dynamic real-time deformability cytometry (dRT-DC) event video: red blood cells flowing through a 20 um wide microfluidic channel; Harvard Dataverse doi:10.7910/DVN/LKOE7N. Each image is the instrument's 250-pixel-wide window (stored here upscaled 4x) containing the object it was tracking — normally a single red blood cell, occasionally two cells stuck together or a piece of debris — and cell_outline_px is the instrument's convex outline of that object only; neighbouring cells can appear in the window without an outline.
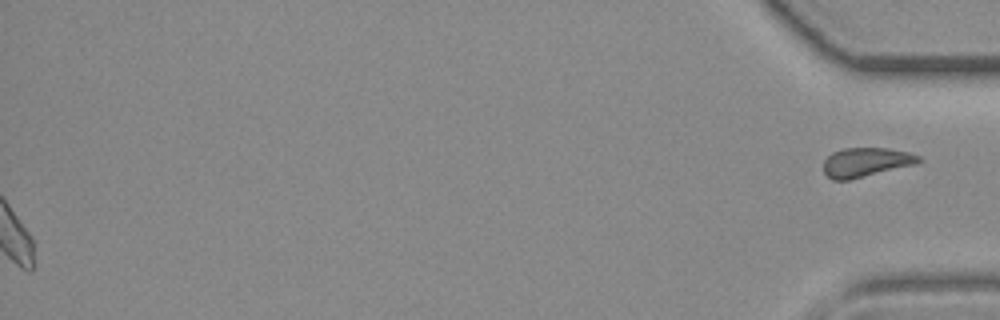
{"species": "common noctule bat (a hibernating species)", "species_latin": "Nyctalus noctula", "temperature_condition": "room temperature", "stored_images_in_passage": 33, "segment_of_instrument_passage": [2, 2], "camera_frame_rate_fps": 3000, "um_per_image_px": 0.085, "animal": {"sex": "female", "body_mass_g": 19.3, "forearm_length_mm": 54.1}, "frame": {"image": 1, "passage_image": 33, "time_ms": 10.667, "image_size_px": [1000, 320], "cell_outline_px": [[920, 160], [916, 164], [848, 180], [832, 180], [824, 172], [824, 160], [832, 152], [844, 148], [888, 148], [908, 152], [920, 156]], "centroid_in_image_um": [73.59, 13.78], "position_along_channel_um": 361.6, "area_um2": 16.07}}